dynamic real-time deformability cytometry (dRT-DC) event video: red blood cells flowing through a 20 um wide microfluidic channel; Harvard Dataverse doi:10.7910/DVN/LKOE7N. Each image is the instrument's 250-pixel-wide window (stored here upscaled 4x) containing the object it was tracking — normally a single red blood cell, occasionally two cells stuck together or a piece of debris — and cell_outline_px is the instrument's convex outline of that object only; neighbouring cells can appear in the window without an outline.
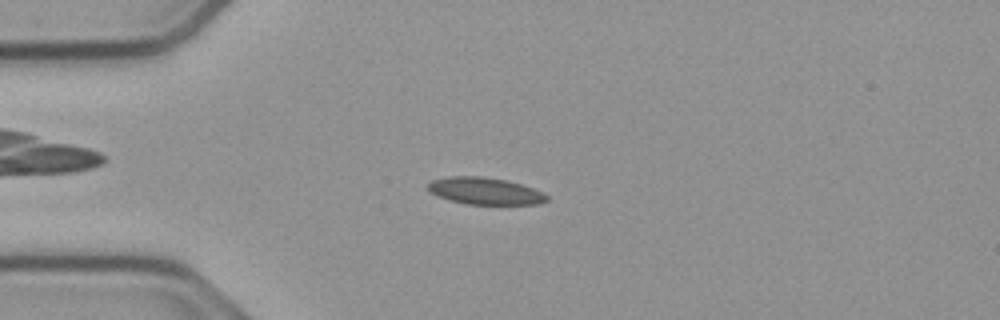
{"species": "common noctule bat (a hibernating species)", "species_latin": "Nyctalus noctula", "temperature_condition": "cold", "stored_images_in_passage": 54, "camera_frame_rate_fps": 3000, "um_per_image_px": 0.085, "animal": {"sex": "male", "body_mass_g": 23.1, "forearm_length_mm": 52.7}, "frame": {"image": 1, "passage_image": 13, "time_ms": 4.0, "image_size_px": [1000, 320], "cell_outline_px": [[548, 200], [540, 204], [464, 204], [448, 200], [428, 192], [428, 184], [432, 180], [448, 176], [484, 176], [504, 180], [520, 184], [544, 192], [548, 196]], "centroid_in_image_um": [41.2, 16.24], "position_along_channel_um": 43.8, "area_um2": 18.79}}
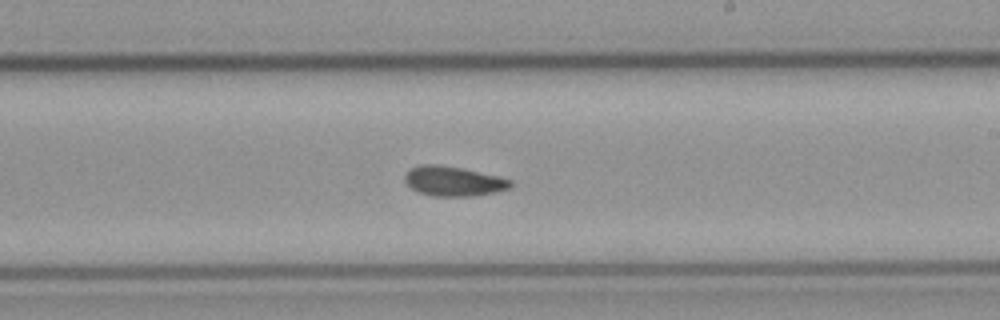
{"frame": {"image": 2, "passage_image": 31, "time_ms": 10.0, "image_size_px": [1000, 320], "cell_outline_px": [[512, 184], [508, 188], [496, 192], [476, 196], [432, 196], [420, 192], [412, 188], [404, 180], [404, 176], [412, 168], [420, 164], [436, 164], [460, 168], [500, 176], [512, 180]], "centroid_in_image_um": [38.56, 15.4], "position_along_channel_um": 250.4, "area_um2": 18.21}}
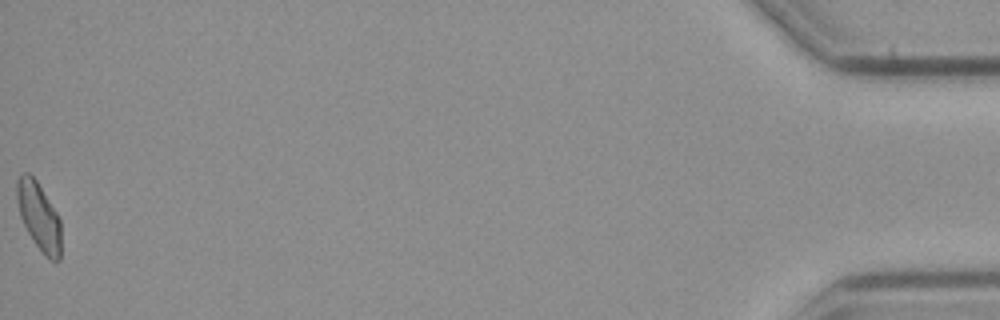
{"frame": {"image": 3, "passage_image": 54, "time_ms": 17.667, "image_size_px": [1000, 320], "cell_outline_px": [[60, 260], [48, 260], [44, 256], [28, 232], [20, 216], [16, 200], [16, 180], [20, 172], [28, 172], [36, 180], [56, 212], [60, 220]], "centroid_in_image_um": [3.28, 18.36], "position_along_channel_um": 431.9, "area_um2": 17.4}, "authors_computed_cell_mechanics": {"area_um2": 18.0336, "velocity_mm_per_s": 3.7661, "shape_relaxation_time_tau1_ms": 4.9456, "shape_relaxation_time_tau2_ms": 2.838, "deformation_change_tau1": 0.1142, "deformation_change_tau2": 0.082}}